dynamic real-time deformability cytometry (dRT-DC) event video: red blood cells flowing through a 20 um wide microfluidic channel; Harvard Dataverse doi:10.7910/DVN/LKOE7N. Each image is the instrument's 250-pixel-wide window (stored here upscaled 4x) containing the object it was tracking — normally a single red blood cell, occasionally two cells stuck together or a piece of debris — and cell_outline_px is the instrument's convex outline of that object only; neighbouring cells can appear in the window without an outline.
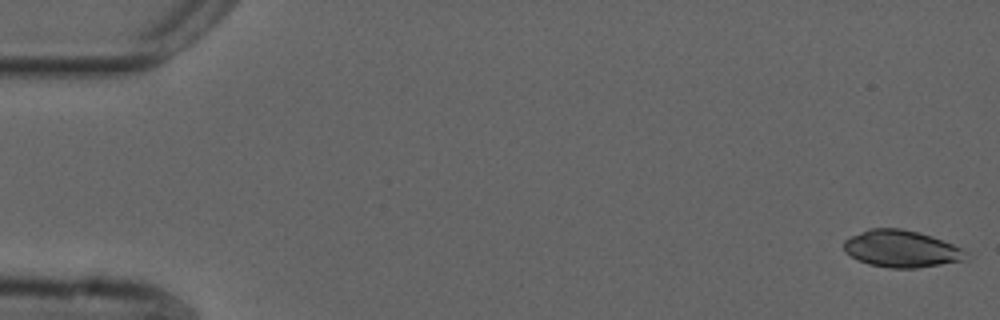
{"species": "common noctule bat (a hibernating species)", "species_latin": "Nyctalus noctula", "temperature_condition": "cold", "stored_images_in_passage": 54, "camera_frame_rate_fps": 3000, "um_per_image_px": 0.085, "animal": {"sex": "male", "forearm_length_mm": 52.5}, "frame": {"image": 1, "passage_image": 1, "time_ms": 0.0, "image_size_px": [1000, 320], "cell_outline_px": [[968, 260], [916, 268], [888, 268], [868, 264], [844, 252], [844, 240], [860, 232], [872, 228], [900, 228], [920, 232], [932, 236], [952, 244], [968, 252]], "centroid_in_image_um": [76.65, 21.15], "position_along_channel_um": 8.4, "area_um2": 26.36}}
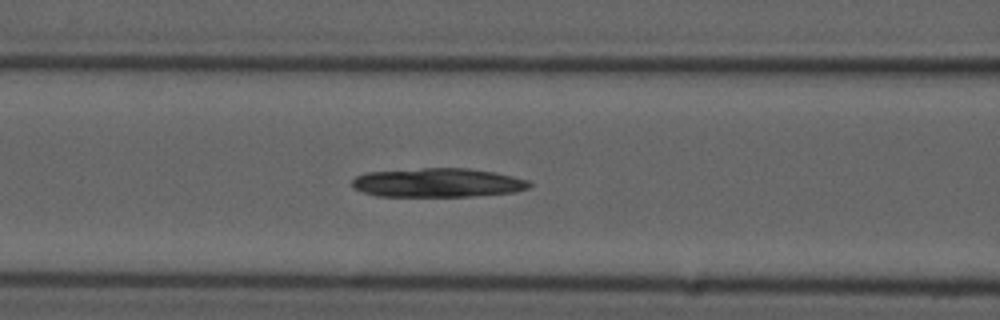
{"frame": {"image": 2, "passage_image": 22, "time_ms": 7.0, "image_size_px": [1000, 320], "cell_outline_px": [[532, 184], [528, 188], [512, 192], [472, 196], [376, 196], [352, 188], [352, 180], [356, 176], [368, 172], [424, 168], [468, 168], [492, 172], [512, 176], [528, 180]], "centroid_in_image_um": [37.18, 15.53], "position_along_channel_um": 129.4, "area_um2": 29.77}}
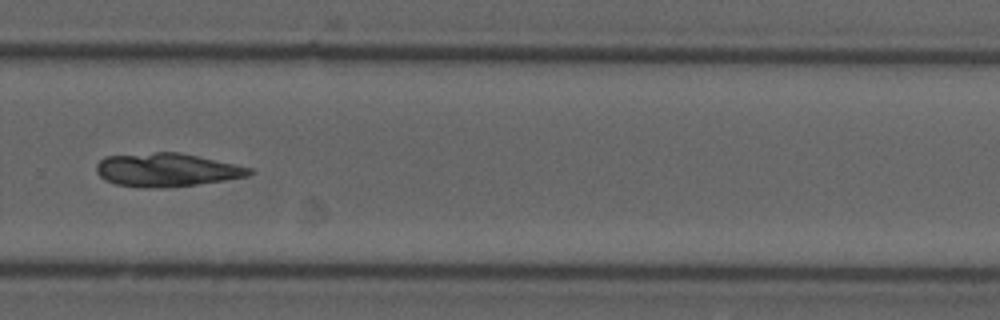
{"frame": {"image": 3, "passage_image": 37, "time_ms": 12.0, "image_size_px": [1000, 320], "cell_outline_px": [[252, 172], [248, 176], [224, 180], [168, 188], [140, 188], [116, 184], [104, 180], [96, 172], [96, 164], [104, 156], [156, 152], [180, 152], [236, 164], [252, 168]], "centroid_in_image_um": [14.13, 14.44], "position_along_channel_um": 315.7, "area_um2": 30.0}, "authors_computed_cell_mechanics": {"area_um2": 29.1023, "velocity_mm_per_s": 3.7359, "shape_relaxation_time_tau1_ms": 11.0595, "shape_relaxation_time_tau2_ms": null, "deformation_change_tau1": 0.2244, "deformation_change_tau2": null}}